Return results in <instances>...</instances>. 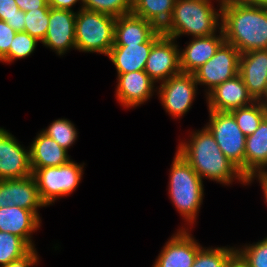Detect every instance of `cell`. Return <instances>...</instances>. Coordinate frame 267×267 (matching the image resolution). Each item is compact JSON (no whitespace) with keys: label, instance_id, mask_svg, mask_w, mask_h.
I'll return each instance as SVG.
<instances>
[{"label":"cell","instance_id":"19","mask_svg":"<svg viewBox=\"0 0 267 267\" xmlns=\"http://www.w3.org/2000/svg\"><path fill=\"white\" fill-rule=\"evenodd\" d=\"M224 41L222 29L210 36L191 38L188 43H185L187 45L183 49L181 47L179 49L181 71L184 73L196 71L215 55Z\"/></svg>","mask_w":267,"mask_h":267},{"label":"cell","instance_id":"15","mask_svg":"<svg viewBox=\"0 0 267 267\" xmlns=\"http://www.w3.org/2000/svg\"><path fill=\"white\" fill-rule=\"evenodd\" d=\"M18 206L31 210L39 217V208L46 207L42 202L34 177L0 180V208Z\"/></svg>","mask_w":267,"mask_h":267},{"label":"cell","instance_id":"41","mask_svg":"<svg viewBox=\"0 0 267 267\" xmlns=\"http://www.w3.org/2000/svg\"><path fill=\"white\" fill-rule=\"evenodd\" d=\"M261 7L267 10V0H255Z\"/></svg>","mask_w":267,"mask_h":267},{"label":"cell","instance_id":"13","mask_svg":"<svg viewBox=\"0 0 267 267\" xmlns=\"http://www.w3.org/2000/svg\"><path fill=\"white\" fill-rule=\"evenodd\" d=\"M77 11L54 9L49 10V25L46 36L41 42L43 46L58 56L76 50L75 20Z\"/></svg>","mask_w":267,"mask_h":267},{"label":"cell","instance_id":"37","mask_svg":"<svg viewBox=\"0 0 267 267\" xmlns=\"http://www.w3.org/2000/svg\"><path fill=\"white\" fill-rule=\"evenodd\" d=\"M80 3L78 10L83 9V0H48V5L54 9L73 10V6Z\"/></svg>","mask_w":267,"mask_h":267},{"label":"cell","instance_id":"36","mask_svg":"<svg viewBox=\"0 0 267 267\" xmlns=\"http://www.w3.org/2000/svg\"><path fill=\"white\" fill-rule=\"evenodd\" d=\"M20 10L27 12L40 8H50L48 0H15Z\"/></svg>","mask_w":267,"mask_h":267},{"label":"cell","instance_id":"2","mask_svg":"<svg viewBox=\"0 0 267 267\" xmlns=\"http://www.w3.org/2000/svg\"><path fill=\"white\" fill-rule=\"evenodd\" d=\"M221 29L240 54L267 49V10L255 0H223Z\"/></svg>","mask_w":267,"mask_h":267},{"label":"cell","instance_id":"24","mask_svg":"<svg viewBox=\"0 0 267 267\" xmlns=\"http://www.w3.org/2000/svg\"><path fill=\"white\" fill-rule=\"evenodd\" d=\"M176 0H133L132 14L162 30L170 21Z\"/></svg>","mask_w":267,"mask_h":267},{"label":"cell","instance_id":"11","mask_svg":"<svg viewBox=\"0 0 267 267\" xmlns=\"http://www.w3.org/2000/svg\"><path fill=\"white\" fill-rule=\"evenodd\" d=\"M31 175L30 147L23 146L10 131L0 127V180Z\"/></svg>","mask_w":267,"mask_h":267},{"label":"cell","instance_id":"17","mask_svg":"<svg viewBox=\"0 0 267 267\" xmlns=\"http://www.w3.org/2000/svg\"><path fill=\"white\" fill-rule=\"evenodd\" d=\"M239 74L255 101H263L267 90V49L240 54Z\"/></svg>","mask_w":267,"mask_h":267},{"label":"cell","instance_id":"39","mask_svg":"<svg viewBox=\"0 0 267 267\" xmlns=\"http://www.w3.org/2000/svg\"><path fill=\"white\" fill-rule=\"evenodd\" d=\"M6 23L16 32H23L24 25H25V12L22 10H19L17 12V15L11 19H8Z\"/></svg>","mask_w":267,"mask_h":267},{"label":"cell","instance_id":"21","mask_svg":"<svg viewBox=\"0 0 267 267\" xmlns=\"http://www.w3.org/2000/svg\"><path fill=\"white\" fill-rule=\"evenodd\" d=\"M29 147L32 173L38 168L58 167L71 160L68 151L41 130Z\"/></svg>","mask_w":267,"mask_h":267},{"label":"cell","instance_id":"4","mask_svg":"<svg viewBox=\"0 0 267 267\" xmlns=\"http://www.w3.org/2000/svg\"><path fill=\"white\" fill-rule=\"evenodd\" d=\"M204 181L177 151L169 169L168 196L184 219L181 229H192L204 199Z\"/></svg>","mask_w":267,"mask_h":267},{"label":"cell","instance_id":"12","mask_svg":"<svg viewBox=\"0 0 267 267\" xmlns=\"http://www.w3.org/2000/svg\"><path fill=\"white\" fill-rule=\"evenodd\" d=\"M177 231L165 242L152 267H192L202 245L190 229Z\"/></svg>","mask_w":267,"mask_h":267},{"label":"cell","instance_id":"26","mask_svg":"<svg viewBox=\"0 0 267 267\" xmlns=\"http://www.w3.org/2000/svg\"><path fill=\"white\" fill-rule=\"evenodd\" d=\"M32 247L21 237L0 232V267L27 254Z\"/></svg>","mask_w":267,"mask_h":267},{"label":"cell","instance_id":"33","mask_svg":"<svg viewBox=\"0 0 267 267\" xmlns=\"http://www.w3.org/2000/svg\"><path fill=\"white\" fill-rule=\"evenodd\" d=\"M15 34L16 31L14 29L5 21L0 20V60L9 52Z\"/></svg>","mask_w":267,"mask_h":267},{"label":"cell","instance_id":"30","mask_svg":"<svg viewBox=\"0 0 267 267\" xmlns=\"http://www.w3.org/2000/svg\"><path fill=\"white\" fill-rule=\"evenodd\" d=\"M133 0H83V9L114 17L130 14Z\"/></svg>","mask_w":267,"mask_h":267},{"label":"cell","instance_id":"29","mask_svg":"<svg viewBox=\"0 0 267 267\" xmlns=\"http://www.w3.org/2000/svg\"><path fill=\"white\" fill-rule=\"evenodd\" d=\"M38 42L40 43V41L27 32H16L15 37L11 42L9 52L0 60V62L11 64L15 60L28 58L36 50Z\"/></svg>","mask_w":267,"mask_h":267},{"label":"cell","instance_id":"34","mask_svg":"<svg viewBox=\"0 0 267 267\" xmlns=\"http://www.w3.org/2000/svg\"><path fill=\"white\" fill-rule=\"evenodd\" d=\"M37 249L32 248L27 254L19 259L13 260L9 264L3 267H35L39 263V258Z\"/></svg>","mask_w":267,"mask_h":267},{"label":"cell","instance_id":"5","mask_svg":"<svg viewBox=\"0 0 267 267\" xmlns=\"http://www.w3.org/2000/svg\"><path fill=\"white\" fill-rule=\"evenodd\" d=\"M116 17L90 11L77 10L75 20L76 50L108 56L114 45Z\"/></svg>","mask_w":267,"mask_h":267},{"label":"cell","instance_id":"31","mask_svg":"<svg viewBox=\"0 0 267 267\" xmlns=\"http://www.w3.org/2000/svg\"><path fill=\"white\" fill-rule=\"evenodd\" d=\"M50 8H40L25 12L24 32L36 38L40 43L44 40L49 25Z\"/></svg>","mask_w":267,"mask_h":267},{"label":"cell","instance_id":"3","mask_svg":"<svg viewBox=\"0 0 267 267\" xmlns=\"http://www.w3.org/2000/svg\"><path fill=\"white\" fill-rule=\"evenodd\" d=\"M214 1V0H213ZM176 0L168 24L161 30L163 35L178 40L181 36L206 37L218 33L222 23V2L215 0Z\"/></svg>","mask_w":267,"mask_h":267},{"label":"cell","instance_id":"1","mask_svg":"<svg viewBox=\"0 0 267 267\" xmlns=\"http://www.w3.org/2000/svg\"><path fill=\"white\" fill-rule=\"evenodd\" d=\"M189 132V139L180 140L176 151L203 181L209 179L222 186H230L234 181H239L238 183L246 186V177L223 154L206 126Z\"/></svg>","mask_w":267,"mask_h":267},{"label":"cell","instance_id":"28","mask_svg":"<svg viewBox=\"0 0 267 267\" xmlns=\"http://www.w3.org/2000/svg\"><path fill=\"white\" fill-rule=\"evenodd\" d=\"M236 253L235 246L201 247L192 267H225Z\"/></svg>","mask_w":267,"mask_h":267},{"label":"cell","instance_id":"18","mask_svg":"<svg viewBox=\"0 0 267 267\" xmlns=\"http://www.w3.org/2000/svg\"><path fill=\"white\" fill-rule=\"evenodd\" d=\"M163 35L159 29L147 42L137 45H113L108 58L117 74L144 71L153 44Z\"/></svg>","mask_w":267,"mask_h":267},{"label":"cell","instance_id":"32","mask_svg":"<svg viewBox=\"0 0 267 267\" xmlns=\"http://www.w3.org/2000/svg\"><path fill=\"white\" fill-rule=\"evenodd\" d=\"M236 252L248 267H267V236L252 244L237 246Z\"/></svg>","mask_w":267,"mask_h":267},{"label":"cell","instance_id":"16","mask_svg":"<svg viewBox=\"0 0 267 267\" xmlns=\"http://www.w3.org/2000/svg\"><path fill=\"white\" fill-rule=\"evenodd\" d=\"M207 110L230 112L255 102L240 74L216 86L206 96Z\"/></svg>","mask_w":267,"mask_h":267},{"label":"cell","instance_id":"25","mask_svg":"<svg viewBox=\"0 0 267 267\" xmlns=\"http://www.w3.org/2000/svg\"><path fill=\"white\" fill-rule=\"evenodd\" d=\"M230 113L247 137L257 130L261 121L267 116V105L262 101H255L249 106L234 109Z\"/></svg>","mask_w":267,"mask_h":267},{"label":"cell","instance_id":"22","mask_svg":"<svg viewBox=\"0 0 267 267\" xmlns=\"http://www.w3.org/2000/svg\"><path fill=\"white\" fill-rule=\"evenodd\" d=\"M159 29L132 13L119 16L115 22L114 45H137L147 42Z\"/></svg>","mask_w":267,"mask_h":267},{"label":"cell","instance_id":"9","mask_svg":"<svg viewBox=\"0 0 267 267\" xmlns=\"http://www.w3.org/2000/svg\"><path fill=\"white\" fill-rule=\"evenodd\" d=\"M240 52L230 43L223 42L215 55L192 74L198 85L204 86L206 96L216 86L239 74Z\"/></svg>","mask_w":267,"mask_h":267},{"label":"cell","instance_id":"14","mask_svg":"<svg viewBox=\"0 0 267 267\" xmlns=\"http://www.w3.org/2000/svg\"><path fill=\"white\" fill-rule=\"evenodd\" d=\"M115 98L124 108L140 107L157 92L156 83L144 72L117 74Z\"/></svg>","mask_w":267,"mask_h":267},{"label":"cell","instance_id":"6","mask_svg":"<svg viewBox=\"0 0 267 267\" xmlns=\"http://www.w3.org/2000/svg\"><path fill=\"white\" fill-rule=\"evenodd\" d=\"M84 166L85 163L78 164L71 159L64 165L38 168L32 173L39 196L46 207L73 194L82 181Z\"/></svg>","mask_w":267,"mask_h":267},{"label":"cell","instance_id":"42","mask_svg":"<svg viewBox=\"0 0 267 267\" xmlns=\"http://www.w3.org/2000/svg\"><path fill=\"white\" fill-rule=\"evenodd\" d=\"M262 102L267 105V90H266V97Z\"/></svg>","mask_w":267,"mask_h":267},{"label":"cell","instance_id":"27","mask_svg":"<svg viewBox=\"0 0 267 267\" xmlns=\"http://www.w3.org/2000/svg\"><path fill=\"white\" fill-rule=\"evenodd\" d=\"M41 131L67 151L75 145L79 134L74 123L67 118L55 119Z\"/></svg>","mask_w":267,"mask_h":267},{"label":"cell","instance_id":"40","mask_svg":"<svg viewBox=\"0 0 267 267\" xmlns=\"http://www.w3.org/2000/svg\"><path fill=\"white\" fill-rule=\"evenodd\" d=\"M225 267H248L247 263L236 252L227 262Z\"/></svg>","mask_w":267,"mask_h":267},{"label":"cell","instance_id":"20","mask_svg":"<svg viewBox=\"0 0 267 267\" xmlns=\"http://www.w3.org/2000/svg\"><path fill=\"white\" fill-rule=\"evenodd\" d=\"M42 220L35 212L18 206L0 208V232L15 234L35 248L33 233L40 229Z\"/></svg>","mask_w":267,"mask_h":267},{"label":"cell","instance_id":"35","mask_svg":"<svg viewBox=\"0 0 267 267\" xmlns=\"http://www.w3.org/2000/svg\"><path fill=\"white\" fill-rule=\"evenodd\" d=\"M19 10L15 0H0V20L6 22L16 16Z\"/></svg>","mask_w":267,"mask_h":267},{"label":"cell","instance_id":"10","mask_svg":"<svg viewBox=\"0 0 267 267\" xmlns=\"http://www.w3.org/2000/svg\"><path fill=\"white\" fill-rule=\"evenodd\" d=\"M178 44L176 39L165 35L153 44L144 72L157 85L182 72Z\"/></svg>","mask_w":267,"mask_h":267},{"label":"cell","instance_id":"7","mask_svg":"<svg viewBox=\"0 0 267 267\" xmlns=\"http://www.w3.org/2000/svg\"><path fill=\"white\" fill-rule=\"evenodd\" d=\"M208 113L209 122L205 126L214 136L223 154L244 175L246 136L230 112L208 111Z\"/></svg>","mask_w":267,"mask_h":267},{"label":"cell","instance_id":"8","mask_svg":"<svg viewBox=\"0 0 267 267\" xmlns=\"http://www.w3.org/2000/svg\"><path fill=\"white\" fill-rule=\"evenodd\" d=\"M198 93L194 75L181 72L159 83L156 95L165 112L173 119H180L192 108Z\"/></svg>","mask_w":267,"mask_h":267},{"label":"cell","instance_id":"38","mask_svg":"<svg viewBox=\"0 0 267 267\" xmlns=\"http://www.w3.org/2000/svg\"><path fill=\"white\" fill-rule=\"evenodd\" d=\"M258 181L261 186L264 202L267 204V173L254 174L246 178V185H251L254 181Z\"/></svg>","mask_w":267,"mask_h":267},{"label":"cell","instance_id":"23","mask_svg":"<svg viewBox=\"0 0 267 267\" xmlns=\"http://www.w3.org/2000/svg\"><path fill=\"white\" fill-rule=\"evenodd\" d=\"M260 173H267V116L245 143L244 176Z\"/></svg>","mask_w":267,"mask_h":267}]
</instances>
